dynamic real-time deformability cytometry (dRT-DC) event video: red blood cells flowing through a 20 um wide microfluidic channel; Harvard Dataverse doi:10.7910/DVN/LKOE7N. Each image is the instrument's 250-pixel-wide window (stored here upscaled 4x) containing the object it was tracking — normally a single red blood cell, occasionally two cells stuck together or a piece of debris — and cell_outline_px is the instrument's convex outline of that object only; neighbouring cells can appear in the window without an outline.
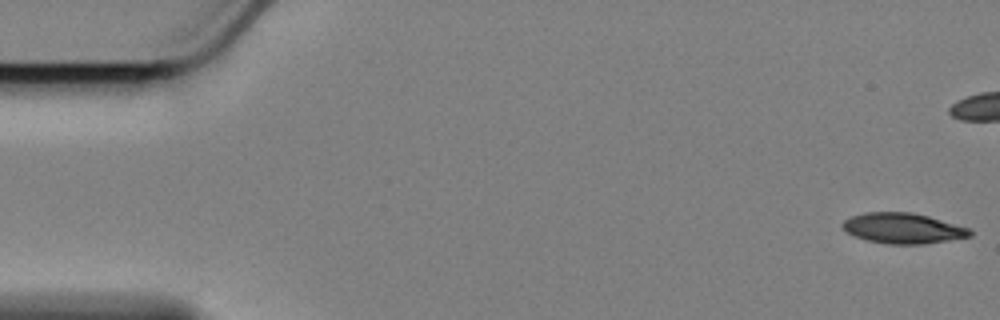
{"species": "Egyptian fruit bat (a non-hibernating species)", "species_latin": "Rousettus aegyptiacus", "temperature_condition": "cold", "stored_images_in_passage": 29, "camera_frame_rate_fps": 3000, "um_per_image_px": 0.085, "animal": {"sex": "female"}, "frame": {"image": 1, "passage_image": 1, "time_ms": 0.0, "image_size_px": [1000, 320], "cell_outline_px": [[972, 236], [948, 240], [920, 244], [888, 244], [868, 240], [856, 236], [848, 232], [840, 224], [844, 220], [852, 216], [864, 212], [912, 212], [928, 216], [972, 228]], "centroid_in_image_um": [76.78, 19.39], "position_along_channel_um": 8.2, "area_um2": 22.54}}
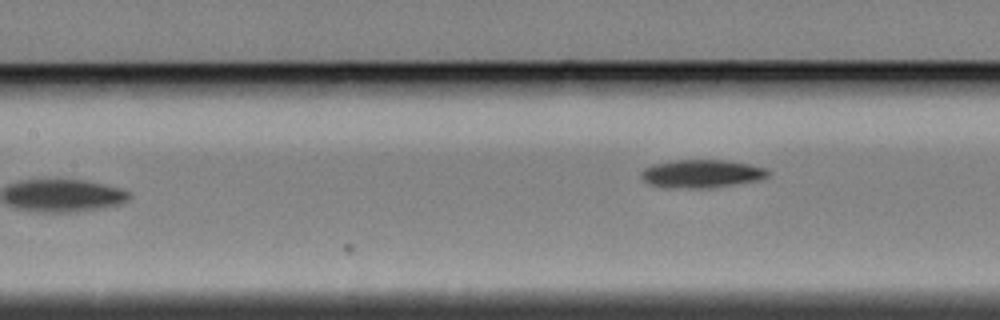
{"frame": {"image": 2, "passage_image": 29, "time_ms": 9.333, "image_size_px": [1000, 320], "cell_outline_px": [[772, 172], [768, 176], [760, 180], [708, 188], [668, 188], [648, 184], [640, 176], [640, 172], [644, 168], [652, 164], [672, 160], [724, 160], [748, 164], [764, 168]], "centroid_in_image_um": [59.6, 14.77], "position_along_channel_um": 147.8, "area_um2": 20.92}}